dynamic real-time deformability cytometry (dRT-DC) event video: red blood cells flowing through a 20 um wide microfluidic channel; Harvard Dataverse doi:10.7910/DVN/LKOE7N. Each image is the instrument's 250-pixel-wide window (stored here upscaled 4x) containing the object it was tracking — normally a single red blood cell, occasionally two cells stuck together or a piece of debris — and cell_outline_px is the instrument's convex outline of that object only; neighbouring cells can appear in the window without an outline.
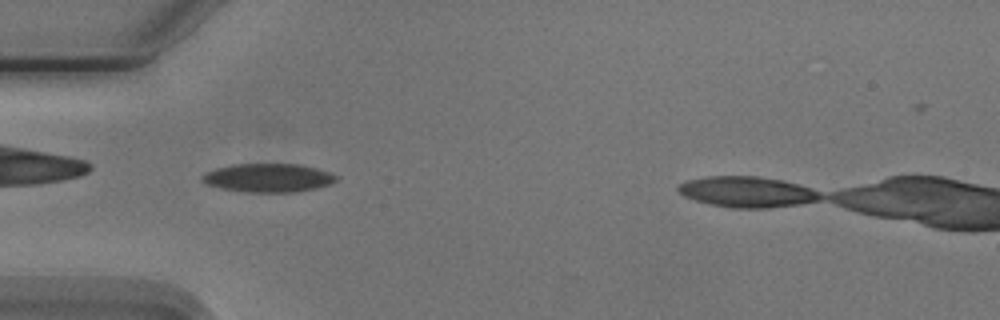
{"species": "Egyptian fruit bat (a non-hibernating species)", "species_latin": "Rousettus aegyptiacus", "temperature_condition": "cold", "stored_images_in_passage": 8, "camera_frame_rate_fps": 3000, "um_per_image_px": 0.085, "animal": {"sex": "male"}, "frame": {"image": 1, "passage_image": 4, "time_ms": 3.333, "image_size_px": [1000, 320], "cell_outline_px": [[340, 176], [332, 184], [316, 188], [296, 192], [244, 192], [220, 188], [204, 184], [200, 180], [200, 176], [204, 172], [216, 168], [232, 164], [300, 164], [316, 168]], "centroid_in_image_um": [22.76, 15.12], "position_along_channel_um": 62.2, "area_um2": 22.66}}
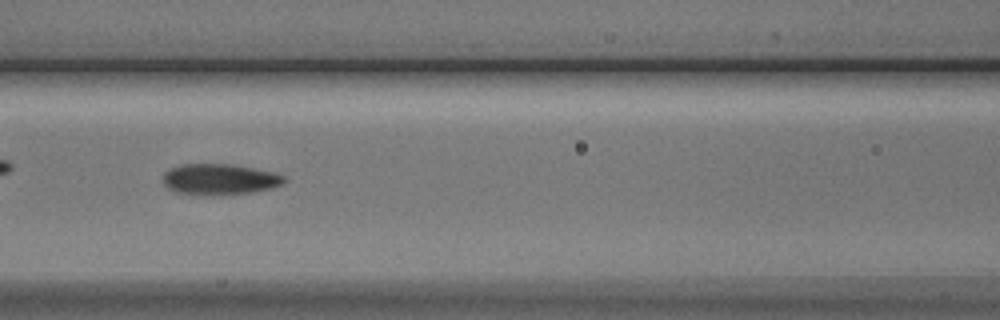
{"frame": {"image": 2, "passage_image": 6, "time_ms": 5.667, "image_size_px": [1000, 320], "cell_outline_px": [[288, 180], [284, 184], [272, 188], [252, 192], [200, 196], [176, 192], [168, 188], [164, 184], [164, 172], [180, 164], [232, 164], [276, 172], [284, 176]], "centroid_in_image_um": [18.7, 15.24], "position_along_channel_um": 147.9, "area_um2": 22.08}}
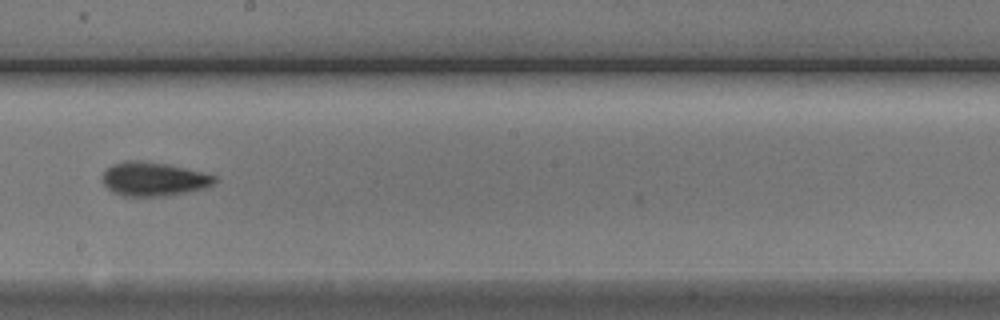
{"frame": {"image": 3, "passage_image": 8, "time_ms": 8.0, "image_size_px": [1000, 320], "cell_outline_px": [[216, 180], [208, 188], [168, 196], [124, 196], [112, 192], [104, 184], [104, 172], [112, 164], [124, 160], [140, 160], [168, 164], [216, 176]], "centroid_in_image_um": [13.06, 15.22], "position_along_channel_um": 235.1, "area_um2": 22.14}}